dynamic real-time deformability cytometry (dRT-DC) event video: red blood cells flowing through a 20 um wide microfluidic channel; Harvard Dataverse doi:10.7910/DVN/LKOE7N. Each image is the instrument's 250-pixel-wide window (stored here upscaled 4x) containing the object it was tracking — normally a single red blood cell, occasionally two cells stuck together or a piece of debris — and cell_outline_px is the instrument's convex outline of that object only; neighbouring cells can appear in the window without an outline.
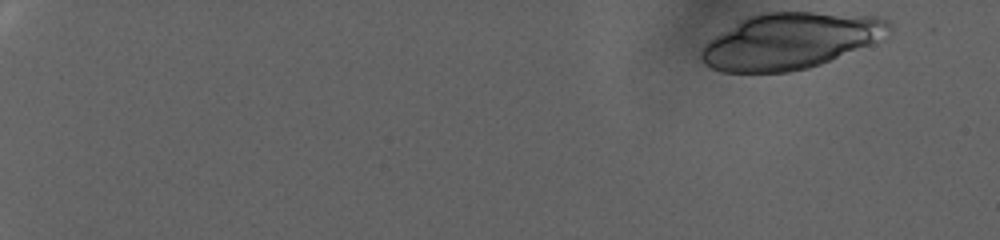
{"species": "human", "species_latin": "Homo sapiens", "temperature_condition": "warm", "stored_images_in_passage": 67, "camera_frame_rate_fps": 3000, "um_per_image_px": 0.085, "donor": {"sex": "female"}, "frame": {"image": 1, "passage_image": 1, "time_ms": 0.0, "image_size_px": [1000, 240], "cell_outline_px": [[892, 28], [868, 44], [820, 64], [808, 68], [788, 72], [724, 72], [712, 68], [704, 64], [700, 56], [700, 52], [704, 44], [740, 20], [748, 16], [764, 12], [812, 12], [876, 16], [888, 20]], "centroid_in_image_um": [67.11, 3.47], "position_along_channel_um": 17.9, "area_um2": 60.46}}